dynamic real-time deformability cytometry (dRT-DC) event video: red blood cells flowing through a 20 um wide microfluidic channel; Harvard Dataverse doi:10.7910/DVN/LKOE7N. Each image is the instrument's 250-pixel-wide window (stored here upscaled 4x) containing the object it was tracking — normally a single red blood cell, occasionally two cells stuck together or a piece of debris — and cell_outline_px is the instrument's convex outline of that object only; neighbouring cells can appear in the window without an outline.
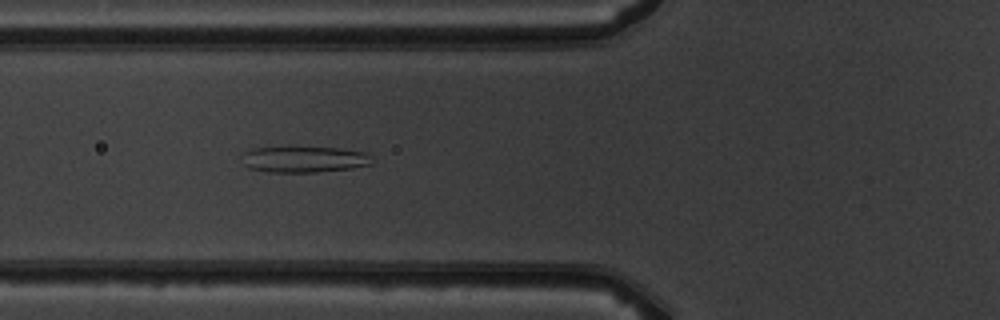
{"species": "common noctule bat (a hibernating species)", "species_latin": "Nyctalus noctula", "temperature_condition": "warm", "stored_images_in_passage": 6, "camera_frame_rate_fps": 3000, "um_per_image_px": 0.085, "animal": {"sex": "male", "body_mass_g": 19.5, "forearm_length_mm": 54.6}, "frame": {"image": 1, "passage_image": 6, "time_ms": 5.667, "image_size_px": [1000, 320], "cell_outline_px": [[372, 164], [352, 168], [316, 172], [268, 172], [248, 168], [244, 164], [240, 156], [244, 152], [252, 148], [340, 148], [364, 152], [372, 156]], "centroid_in_image_um": [25.83, 13.56], "position_along_channel_um": 100.0, "area_um2": 19.71}}